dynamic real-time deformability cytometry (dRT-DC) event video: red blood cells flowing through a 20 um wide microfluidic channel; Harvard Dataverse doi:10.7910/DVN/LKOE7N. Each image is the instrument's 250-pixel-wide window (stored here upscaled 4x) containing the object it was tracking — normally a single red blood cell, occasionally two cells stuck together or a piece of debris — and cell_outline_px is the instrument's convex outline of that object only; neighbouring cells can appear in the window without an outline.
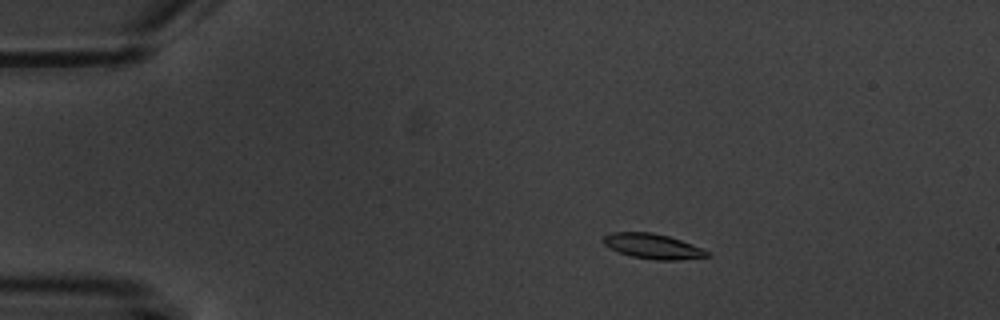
{"species": "common noctule bat (a hibernating species)", "species_latin": "Nyctalus noctula", "temperature_condition": "warm", "stored_images_in_passage": 5, "camera_frame_rate_fps": 3000, "um_per_image_px": 0.085, "animal": {"sex": "male", "body_mass_g": 20.1, "forearm_length_mm": 53.5}, "frame": {"image": 1, "passage_image": 3, "time_ms": 2.333, "image_size_px": [1000, 320], "cell_outline_px": [[712, 256], [680, 260], [656, 260], [632, 256], [620, 252], [604, 244], [600, 240], [604, 236], [612, 232], [652, 232], [668, 236], [704, 248]], "centroid_in_image_um": [55.52, 20.93], "position_along_channel_um": 29.5, "area_um2": 15.14}}